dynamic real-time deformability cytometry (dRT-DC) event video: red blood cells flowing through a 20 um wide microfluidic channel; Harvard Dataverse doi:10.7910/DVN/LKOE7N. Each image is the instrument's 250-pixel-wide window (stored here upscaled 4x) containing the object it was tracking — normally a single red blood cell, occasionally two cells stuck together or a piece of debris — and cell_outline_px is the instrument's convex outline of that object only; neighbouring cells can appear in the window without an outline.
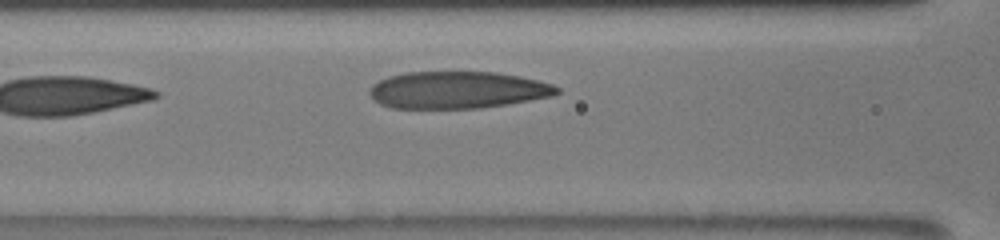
{"species": "human", "species_latin": "Homo sapiens", "temperature_condition": "room temperature", "stored_images_in_passage": 3, "camera_frame_rate_fps": 3000, "um_per_image_px": 0.085, "donor": {"sex": "male"}, "frame": {"image": 1, "passage_image": 3, "time_ms": 2.333, "image_size_px": [1000, 240], "cell_outline_px": [[560, 92], [552, 96], [480, 108], [392, 108], [380, 104], [368, 92], [372, 84], [388, 76], [408, 72], [492, 72], [520, 76], [552, 84], [560, 88]], "centroid_in_image_um": [38.87, 7.64], "position_along_channel_um": 127.7, "area_um2": 40.23}}